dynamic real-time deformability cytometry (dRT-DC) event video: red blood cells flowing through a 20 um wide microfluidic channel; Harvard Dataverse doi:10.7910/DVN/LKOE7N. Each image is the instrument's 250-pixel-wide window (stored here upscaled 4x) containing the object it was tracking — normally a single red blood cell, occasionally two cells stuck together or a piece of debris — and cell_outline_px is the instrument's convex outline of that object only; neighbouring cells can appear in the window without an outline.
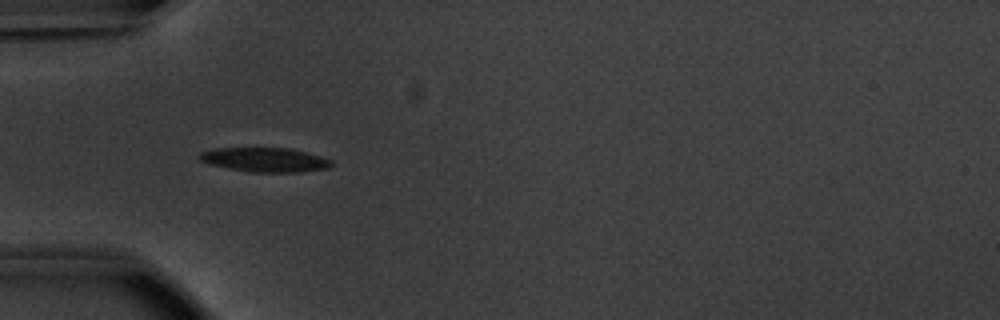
{"species": "common noctule bat (a hibernating species)", "species_latin": "Nyctalus noctula", "temperature_condition": "warm", "stored_images_in_passage": 37, "camera_frame_rate_fps": 3000, "um_per_image_px": 0.085, "animal": {"sex": "male", "body_mass_g": 20.1, "forearm_length_mm": 53.5}, "frame": {"image": 1, "passage_image": 1, "time_ms": 0.0, "image_size_px": [1000, 320], "cell_outline_px": [[332, 164], [328, 168], [300, 172], [252, 172], [228, 168], [208, 164], [200, 160], [196, 156], [200, 152], [212, 148], [288, 148], [320, 156], [332, 160]], "centroid_in_image_um": [22.46, 13.58], "position_along_channel_um": 62.5, "area_um2": 18.67}}
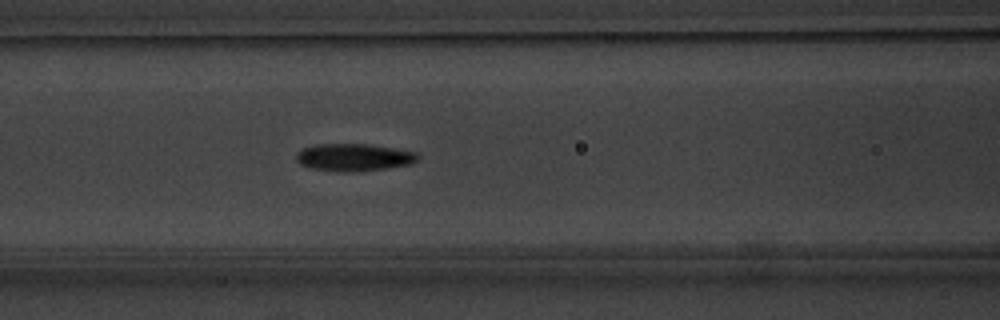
{"frame": {"image": 2, "passage_image": 7, "time_ms": 2.0, "image_size_px": [1000, 320], "cell_outline_px": [[420, 156], [412, 164], [388, 168], [360, 172], [340, 172], [312, 168], [300, 164], [296, 160], [296, 152], [304, 148], [316, 144], [368, 144], [416, 152]], "centroid_in_image_um": [30.08, 13.38], "position_along_channel_um": 136.5, "area_um2": 19.54}}
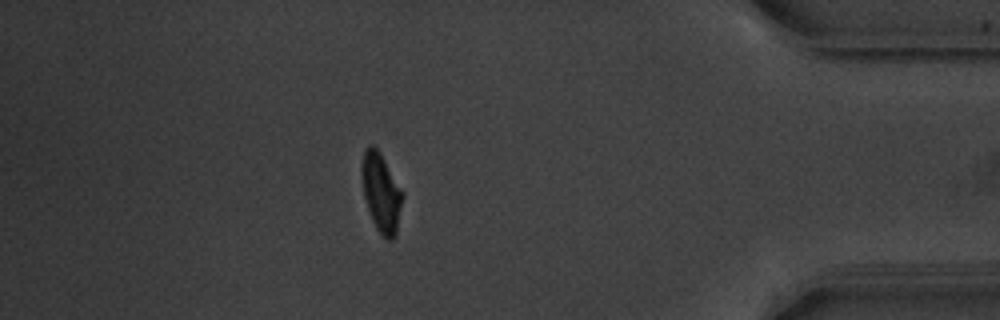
{"frame": {"image": 3, "passage_image": 31, "time_ms": 10.0, "image_size_px": [1000, 320], "cell_outline_px": [[404, 196], [396, 236], [392, 240], [388, 240], [376, 228], [372, 220], [364, 196], [360, 172], [360, 164], [364, 148], [368, 144], [372, 144], [380, 152], [404, 192]], "centroid_in_image_um": [32.4, 16.33], "position_along_channel_um": 402.8, "area_um2": 19.13}, "authors_computed_cell_mechanics": {"area_um2": 19.0162, "velocity_mm_per_s": 3.7981, "shape_relaxation_time_tau1_ms": 3.0655, "shape_relaxation_time_tau2_ms": 2.2458, "deformation_change_tau1": 0.1464, "deformation_change_tau2": 0.0811}}